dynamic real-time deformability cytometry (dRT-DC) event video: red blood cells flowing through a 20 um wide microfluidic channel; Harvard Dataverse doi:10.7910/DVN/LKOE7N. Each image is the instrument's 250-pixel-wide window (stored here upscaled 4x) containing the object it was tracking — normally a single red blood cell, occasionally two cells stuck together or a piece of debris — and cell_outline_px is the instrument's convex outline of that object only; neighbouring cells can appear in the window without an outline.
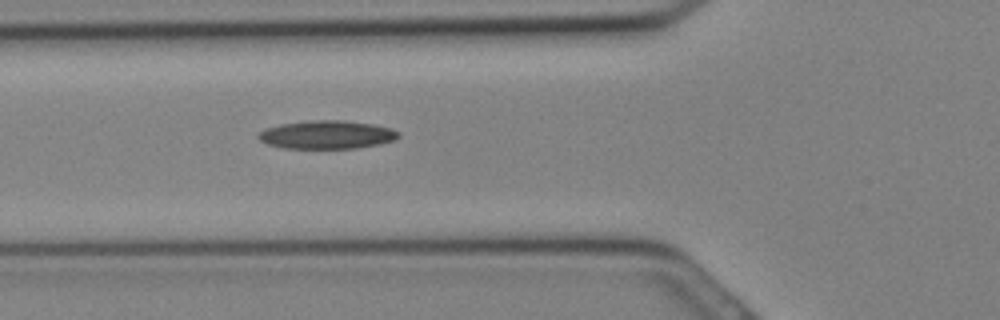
{"species": "Egyptian fruit bat (a non-hibernating species)", "species_latin": "Rousettus aegyptiacus", "temperature_condition": "cold", "stored_images_in_passage": 4, "camera_frame_rate_fps": 3000, "um_per_image_px": 0.085, "animal": {"sex": "female"}, "frame": {"image": 1, "passage_image": 4, "time_ms": 1.0, "image_size_px": [1000, 320], "cell_outline_px": [[400, 136], [396, 140], [356, 148], [284, 148], [268, 144], [260, 140], [256, 136], [264, 128], [280, 124], [312, 120], [344, 120], [372, 124], [392, 128], [400, 132]], "centroid_in_image_um": [27.79, 11.44], "position_along_channel_um": 98.0, "area_um2": 23.12}}